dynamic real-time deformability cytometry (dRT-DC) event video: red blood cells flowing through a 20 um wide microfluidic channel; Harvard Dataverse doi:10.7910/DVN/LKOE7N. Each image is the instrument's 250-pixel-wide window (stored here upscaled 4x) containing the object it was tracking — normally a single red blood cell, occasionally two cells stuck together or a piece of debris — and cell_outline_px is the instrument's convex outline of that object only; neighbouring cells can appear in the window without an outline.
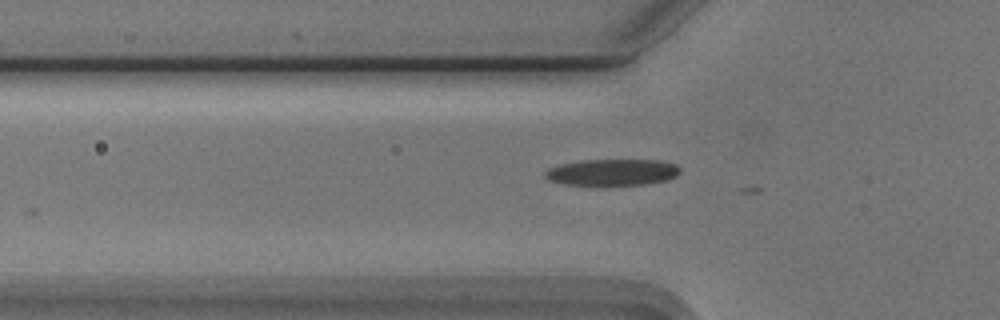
{"species": "Egyptian fruit bat (a non-hibernating species)", "species_latin": "Rousettus aegyptiacus", "temperature_condition": "cold", "stored_images_in_passage": 4, "camera_frame_rate_fps": 3000, "um_per_image_px": 0.085, "animal": {"sex": "male"}, "frame": {"image": 1, "passage_image": 3, "time_ms": 0.667, "image_size_px": [1000, 320], "cell_outline_px": [[680, 172], [676, 176], [668, 180], [648, 184], [604, 188], [600, 188], [564, 184], [548, 180], [544, 176], [544, 172], [548, 168], [560, 164], [580, 160], [660, 160], [676, 164], [680, 168]], "centroid_in_image_um": [52.02, 14.69], "position_along_channel_um": 73.8, "area_um2": 22.02}}